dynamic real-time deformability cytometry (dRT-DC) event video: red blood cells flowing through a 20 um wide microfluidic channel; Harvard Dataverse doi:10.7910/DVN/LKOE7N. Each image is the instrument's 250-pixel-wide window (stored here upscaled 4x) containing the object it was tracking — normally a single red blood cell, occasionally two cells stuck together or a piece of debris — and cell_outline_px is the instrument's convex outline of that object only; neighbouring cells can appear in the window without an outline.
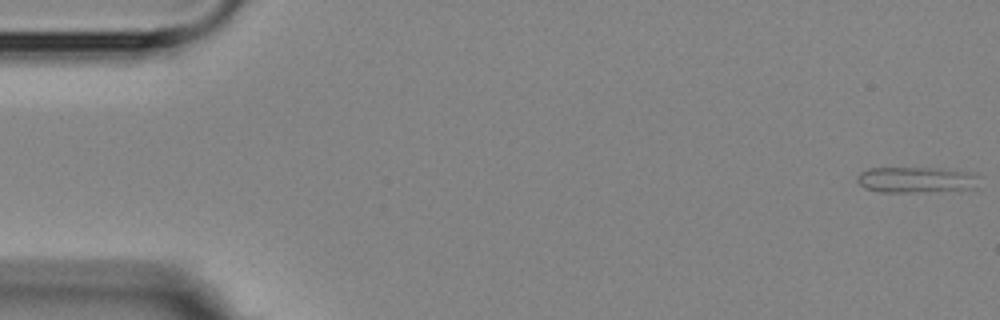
{"species": "Egyptian fruit bat (a non-hibernating species)", "species_latin": "Rousettus aegyptiacus", "temperature_condition": "room temperature", "stored_images_in_passage": 4, "camera_frame_rate_fps": 3000, "um_per_image_px": 0.085, "animal": {"sex": "female"}, "frame": {"image": 1, "passage_image": 1, "time_ms": 0.0, "image_size_px": [1000, 320], "cell_outline_px": [[976, 188], [908, 192], [880, 192], [864, 188], [856, 180], [856, 176], [860, 172], [872, 168], [940, 168], [968, 172], [976, 176]], "centroid_in_image_um": [77.78, 15.27], "position_along_channel_um": 7.2, "area_um2": 18.03}}
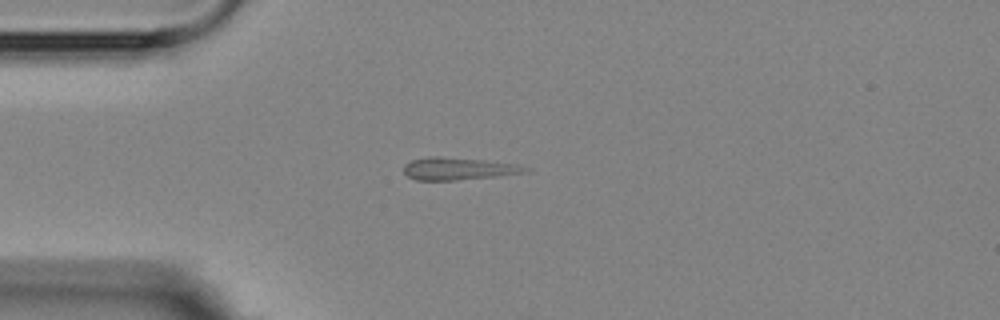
{"frame": {"image": 2, "passage_image": 4, "time_ms": 4.333, "image_size_px": [1000, 320], "cell_outline_px": [[532, 168], [528, 172], [492, 176], [452, 180], [416, 180], [408, 176], [404, 172], [404, 164], [412, 160], [428, 156], [440, 156], [484, 160], [516, 164]], "centroid_in_image_um": [38.94, 14.32], "position_along_channel_um": 46.1, "area_um2": 15.72}}